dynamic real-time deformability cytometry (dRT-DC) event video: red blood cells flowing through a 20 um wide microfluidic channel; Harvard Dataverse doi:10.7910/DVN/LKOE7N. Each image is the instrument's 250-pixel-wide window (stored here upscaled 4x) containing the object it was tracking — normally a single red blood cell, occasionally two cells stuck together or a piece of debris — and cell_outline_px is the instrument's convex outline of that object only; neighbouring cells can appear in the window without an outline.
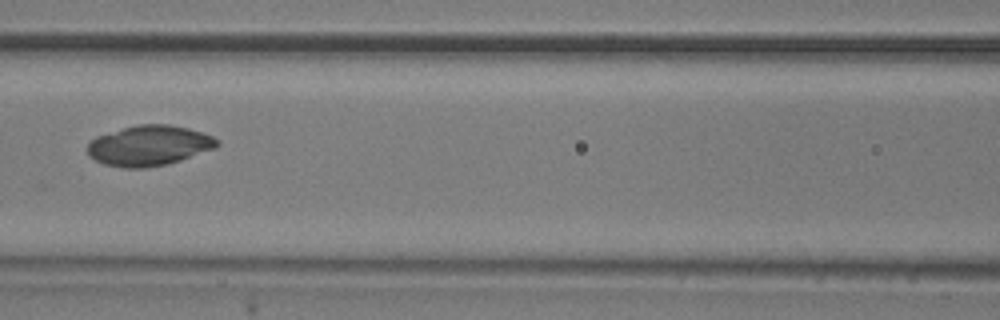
{"species": "common noctule bat (a hibernating species)", "species_latin": "Nyctalus noctula", "temperature_condition": "room temperature", "stored_images_in_passage": 7, "camera_frame_rate_fps": 3000, "um_per_image_px": 0.085, "animal": {"sex": "male", "body_mass_g": 20.5, "forearm_length_mm": 52.5}, "frame": {"image": 1, "passage_image": 7, "time_ms": 7.667, "image_size_px": [1000, 320], "cell_outline_px": [[220, 144], [216, 148], [168, 164], [144, 168], [124, 168], [104, 164], [88, 156], [88, 144], [96, 136], [124, 128], [140, 124], [168, 124], [188, 128], [212, 136], [220, 140]], "centroid_in_image_um": [12.69, 12.38], "position_along_channel_um": 153.9, "area_um2": 30.35}}